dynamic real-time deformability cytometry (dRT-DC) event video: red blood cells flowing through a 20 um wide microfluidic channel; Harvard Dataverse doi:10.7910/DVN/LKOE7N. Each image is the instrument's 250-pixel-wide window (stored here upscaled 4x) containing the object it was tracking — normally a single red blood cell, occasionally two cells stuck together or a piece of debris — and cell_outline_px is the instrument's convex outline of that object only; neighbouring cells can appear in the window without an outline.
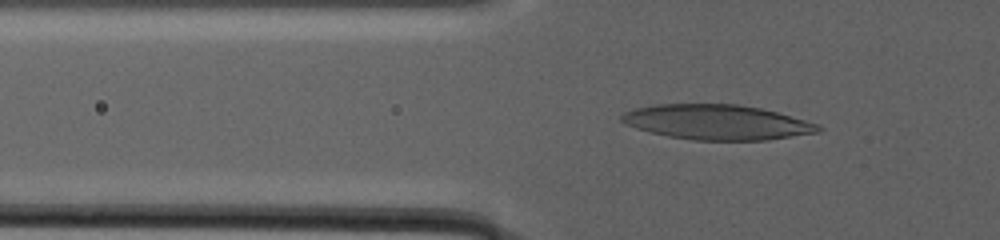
{"species": "human", "species_latin": "Homo sapiens", "temperature_condition": "warm", "stored_images_in_passage": 72, "camera_frame_rate_fps": 3000, "um_per_image_px": 0.085, "donor": {"sex": "male"}, "frame": {"image": 1, "passage_image": 24, "time_ms": 13.667, "image_size_px": [1000, 240], "cell_outline_px": [[824, 128], [820, 132], [768, 140], [692, 140], [668, 136], [636, 128], [620, 120], [620, 116], [624, 112], [632, 108], [656, 104], [740, 104], [760, 108], [776, 112], [804, 120], [816, 124]], "centroid_in_image_um": [60.93, 10.38], "position_along_channel_um": 64.9, "area_um2": 40.0}}
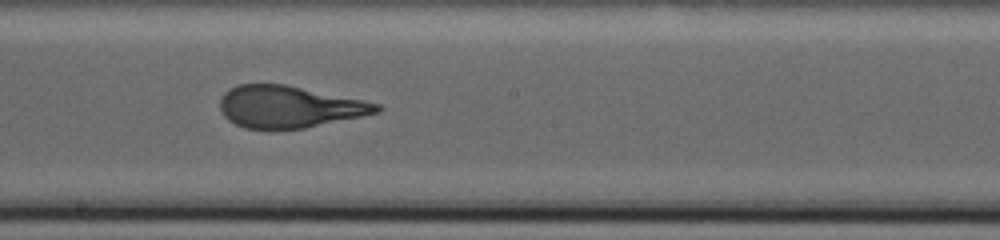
{"frame": {"image": 2, "passage_image": 42, "time_ms": 22.0, "image_size_px": [1000, 240], "cell_outline_px": [[384, 108], [380, 112], [364, 116], [304, 128], [244, 128], [228, 120], [220, 112], [220, 100], [224, 92], [228, 88], [240, 84], [284, 84], [364, 100], [380, 104]], "centroid_in_image_um": [24.59, 9.07], "position_along_channel_um": 223.6, "area_um2": 38.21}}
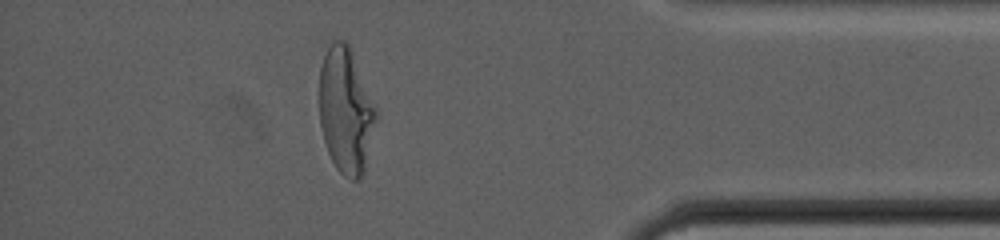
{"frame": {"image": 3, "passage_image": 65, "time_ms": 32.0, "image_size_px": [1000, 240], "cell_outline_px": [[376, 120], [364, 176], [356, 180], [352, 180], [344, 176], [336, 168], [328, 152], [324, 140], [320, 124], [320, 68], [324, 56], [332, 40], [344, 40], [348, 44], [352, 52], [376, 108]], "centroid_in_image_um": [29.39, 9.44], "position_along_channel_um": 405.8, "area_um2": 41.33}}